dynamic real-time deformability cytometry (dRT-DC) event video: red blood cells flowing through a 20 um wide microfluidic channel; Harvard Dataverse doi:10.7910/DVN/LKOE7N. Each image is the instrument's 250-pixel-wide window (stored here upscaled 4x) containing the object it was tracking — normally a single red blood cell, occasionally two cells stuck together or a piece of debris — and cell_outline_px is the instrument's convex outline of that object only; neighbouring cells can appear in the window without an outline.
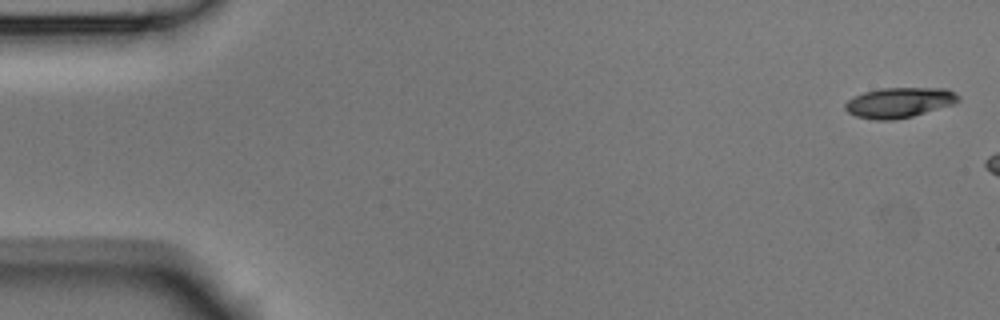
{"species": "Egyptian fruit bat (a non-hibernating species)", "species_latin": "Rousettus aegyptiacus", "temperature_condition": "room temperature", "stored_images_in_passage": 3, "camera_frame_rate_fps": 3000, "um_per_image_px": 0.085, "animal": {"sex": "male"}, "frame": {"image": 1, "passage_image": 1, "time_ms": 0.0, "image_size_px": [1000, 320], "cell_outline_px": [[960, 100], [956, 104], [912, 116], [892, 120], [876, 120], [856, 116], [848, 112], [844, 108], [844, 104], [852, 96], [864, 92], [880, 88], [948, 88], [960, 96]], "centroid_in_image_um": [76.45, 8.71], "position_along_channel_um": 8.5, "area_um2": 20.11}}